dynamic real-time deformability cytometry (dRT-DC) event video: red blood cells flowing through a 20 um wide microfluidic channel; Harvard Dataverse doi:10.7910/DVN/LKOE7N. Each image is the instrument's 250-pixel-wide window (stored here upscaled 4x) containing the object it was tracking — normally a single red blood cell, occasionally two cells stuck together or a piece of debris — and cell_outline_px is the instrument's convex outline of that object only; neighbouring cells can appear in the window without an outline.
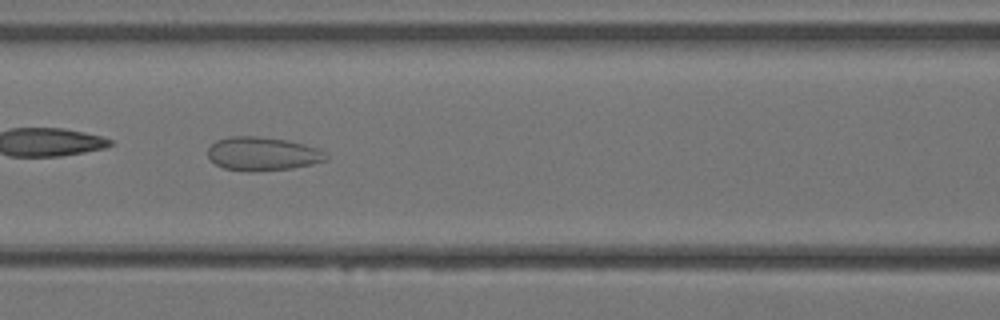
{"species": "Egyptian fruit bat (a non-hibernating species)", "species_latin": "Rousettus aegyptiacus", "temperature_condition": "warm", "stored_images_in_passage": 20, "camera_frame_rate_fps": 3000, "um_per_image_px": 0.085, "animal": {"sex": "female"}, "frame": {"image": 1, "passage_image": 9, "time_ms": 2.667, "image_size_px": [1000, 320], "cell_outline_px": [[328, 160], [312, 164], [292, 168], [256, 172], [248, 172], [224, 168], [216, 164], [208, 156], [208, 148], [216, 140], [228, 136], [256, 136], [288, 140], [304, 144], [316, 148], [324, 152], [328, 156]], "centroid_in_image_um": [22.31, 13.08], "position_along_channel_um": 144.3, "area_um2": 23.29}}
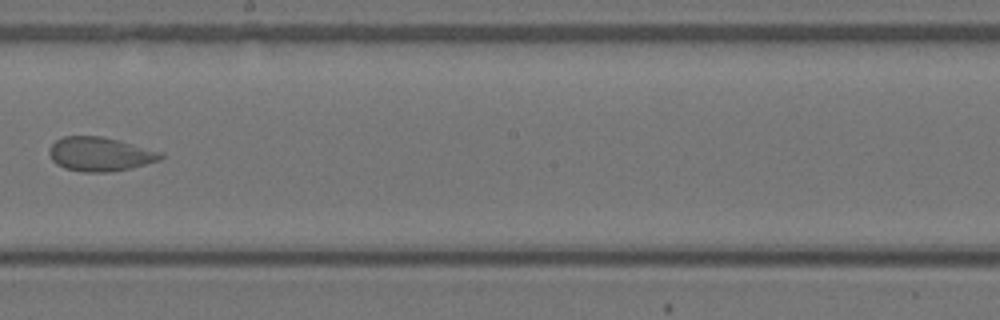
{"frame": {"image": 2, "passage_image": 14, "time_ms": 4.333, "image_size_px": [1000, 320], "cell_outline_px": [[164, 156], [160, 160], [132, 168], [108, 172], [84, 172], [64, 168], [56, 164], [52, 160], [48, 152], [48, 148], [56, 140], [64, 136], [100, 136], [120, 140], [164, 152]], "centroid_in_image_um": [8.52, 13.1], "position_along_channel_um": 239.7, "area_um2": 22.37}}
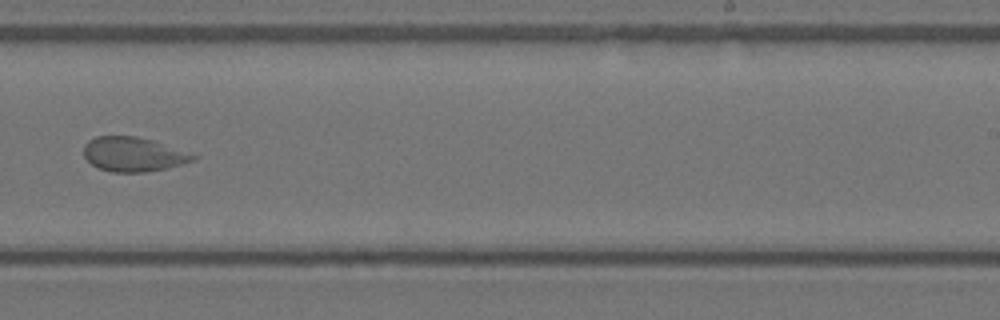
{"frame": {"image": 3, "passage_image": 16, "time_ms": 5.0, "image_size_px": [1000, 320], "cell_outline_px": [[200, 156], [196, 160], [168, 168], [144, 172], [112, 172], [100, 168], [92, 164], [84, 156], [84, 144], [88, 140], [96, 136], [136, 136], [152, 140]], "centroid_in_image_um": [11.35, 13.11], "position_along_channel_um": 277.7, "area_um2": 21.91}}